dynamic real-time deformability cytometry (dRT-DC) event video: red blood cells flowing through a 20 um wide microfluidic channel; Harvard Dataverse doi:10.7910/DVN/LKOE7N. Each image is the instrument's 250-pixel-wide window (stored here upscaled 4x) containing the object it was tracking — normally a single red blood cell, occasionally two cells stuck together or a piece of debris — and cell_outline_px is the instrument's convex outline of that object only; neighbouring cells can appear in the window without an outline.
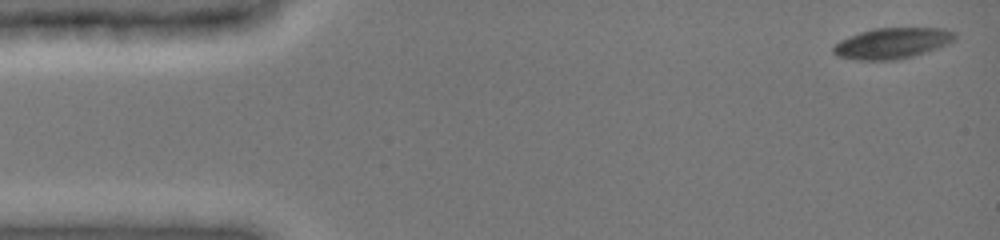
{"species": "common noctule bat (a hibernating species)", "species_latin": "Nyctalus noctula", "temperature_condition": "cold", "stored_images_in_passage": 5, "camera_frame_rate_fps": 3000, "um_per_image_px": 0.085, "animal": {"sex": "female", "body_mass_g": 19.0, "forearm_length_mm": 51.5}, "frame": {"image": 1, "passage_image": 1, "time_ms": 0.0, "image_size_px": [1000, 240], "cell_outline_px": [[956, 40], [948, 44], [912, 56], [896, 60], [860, 60], [836, 56], [832, 52], [832, 48], [840, 40], [860, 32], [872, 28], [944, 28], [956, 32]], "centroid_in_image_um": [75.85, 3.67], "position_along_channel_um": 9.2, "area_um2": 21.85}}
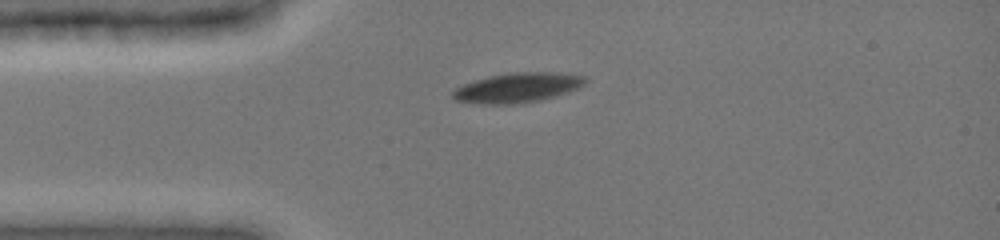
{"frame": {"image": 2, "passage_image": 4, "time_ms": 3.333, "image_size_px": [1000, 240], "cell_outline_px": [[588, 80], [584, 84], [568, 92], [556, 96], [540, 100], [512, 104], [484, 104], [456, 100], [452, 96], [452, 92], [456, 88], [464, 84], [476, 80], [492, 76], [516, 72], [552, 72], [584, 76]], "centroid_in_image_um": [44.01, 7.45], "position_along_channel_um": 41.0, "area_um2": 22.54}}